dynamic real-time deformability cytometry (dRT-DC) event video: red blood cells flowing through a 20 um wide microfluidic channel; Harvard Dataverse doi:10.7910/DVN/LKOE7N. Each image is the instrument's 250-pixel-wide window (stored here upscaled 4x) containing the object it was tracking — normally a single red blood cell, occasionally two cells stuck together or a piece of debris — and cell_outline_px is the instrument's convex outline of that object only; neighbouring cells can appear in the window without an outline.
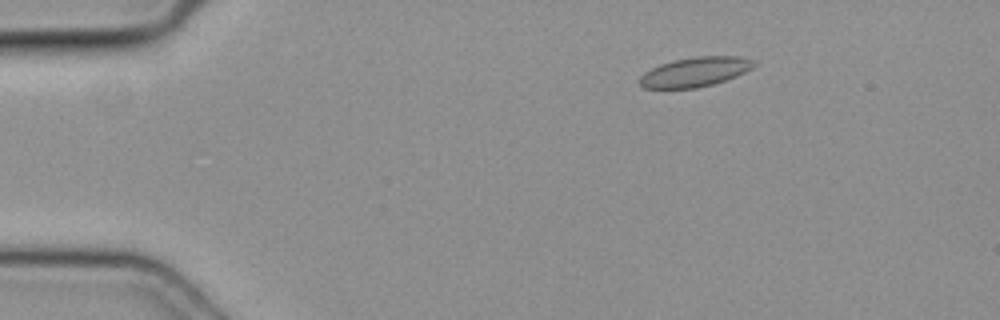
{"species": "common noctule bat (a hibernating species)", "species_latin": "Nyctalus noctula", "temperature_condition": "cold", "stored_images_in_passage": 50, "camera_frame_rate_fps": 3000, "um_per_image_px": 0.085, "animal": {"sex": "female", "body_mass_g": 19.3, "forearm_length_mm": 54.1}, "frame": {"image": 1, "passage_image": 9, "time_ms": 2.667, "image_size_px": [1000, 320], "cell_outline_px": [[756, 64], [752, 68], [736, 76], [712, 84], [696, 88], [644, 88], [640, 84], [640, 76], [644, 72], [660, 64], [676, 60], [696, 56], [740, 56], [756, 60]], "centroid_in_image_um": [59.11, 6.1], "position_along_channel_um": 25.9, "area_um2": 19.54}}
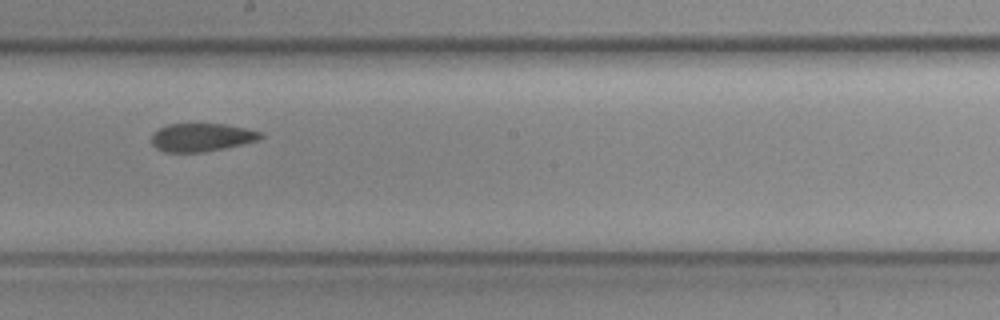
{"frame": {"image": 2, "passage_image": 29, "time_ms": 9.333, "image_size_px": [1000, 320], "cell_outline_px": [[264, 136], [256, 140], [224, 148], [200, 152], [164, 152], [156, 148], [152, 144], [152, 136], [160, 128], [168, 124], [224, 124], [264, 132]], "centroid_in_image_um": [17.13, 11.67], "position_along_channel_um": 231.1, "area_um2": 17.63}}
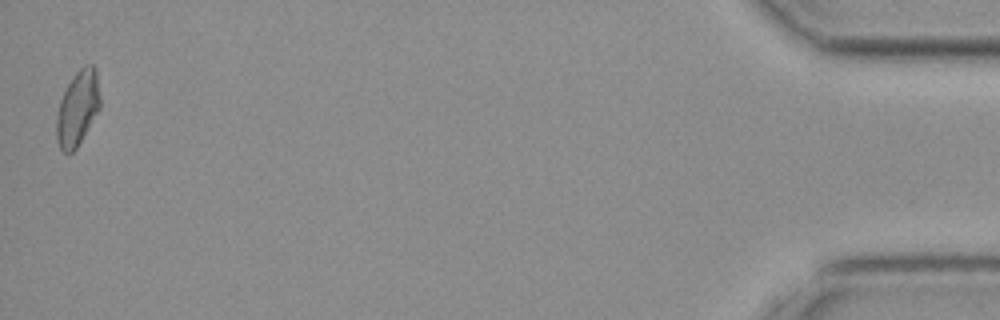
{"frame": {"image": 3, "passage_image": 50, "time_ms": 16.333, "image_size_px": [1000, 320], "cell_outline_px": [[100, 108], [76, 148], [72, 152], [64, 152], [60, 148], [56, 140], [56, 116], [60, 100], [72, 76], [84, 64], [92, 64], [96, 68], [100, 96]], "centroid_in_image_um": [6.6, 9.17], "position_along_channel_um": 428.6, "area_um2": 19.02}}